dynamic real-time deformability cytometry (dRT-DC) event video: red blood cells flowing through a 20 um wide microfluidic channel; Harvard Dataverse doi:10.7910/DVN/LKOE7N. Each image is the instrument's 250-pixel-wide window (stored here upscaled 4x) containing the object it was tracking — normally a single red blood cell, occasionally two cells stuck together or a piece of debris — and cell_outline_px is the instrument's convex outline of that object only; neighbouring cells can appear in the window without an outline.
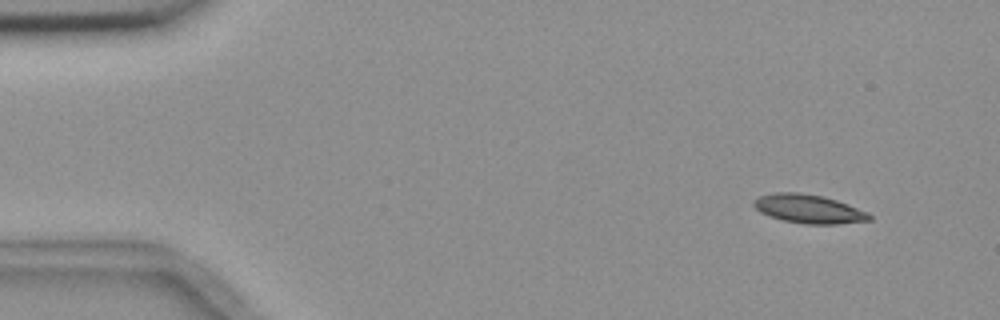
{"species": "common noctule bat (a hibernating species)", "species_latin": "Nyctalus noctula", "temperature_condition": "room temperature", "stored_images_in_passage": 6, "camera_frame_rate_fps": 3000, "um_per_image_px": 0.085, "animal": {"sex": "female", "body_mass_g": 18.4}, "frame": {"image": 1, "passage_image": 1, "time_ms": 0.0, "image_size_px": [1000, 320], "cell_outline_px": [[872, 220], [836, 224], [804, 224], [784, 220], [760, 212], [752, 204], [752, 200], [760, 196], [776, 192], [800, 192], [824, 196], [848, 204], [868, 212], [872, 216]], "centroid_in_image_um": [68.75, 17.75], "position_along_channel_um": 16.2, "area_um2": 19.36}}
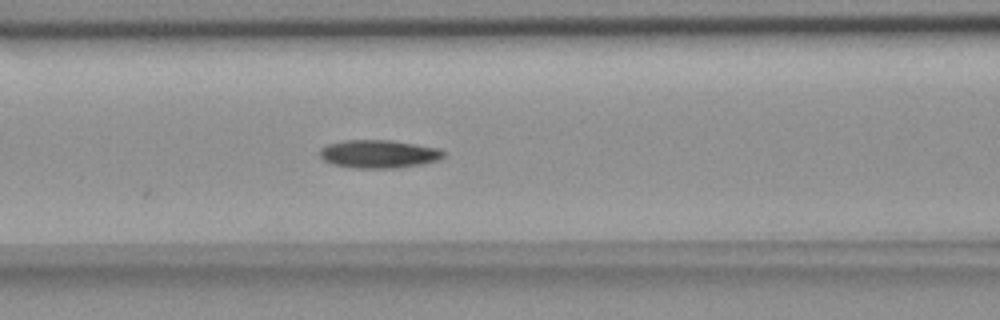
{"frame": {"image": 2, "passage_image": 6, "time_ms": 6.0, "image_size_px": [1000, 320], "cell_outline_px": [[444, 156], [436, 160], [420, 164], [392, 168], [352, 168], [332, 164], [324, 160], [320, 156], [320, 148], [328, 144], [344, 140], [392, 140], [440, 148], [444, 152]], "centroid_in_image_um": [32.16, 13.08], "position_along_channel_um": 134.4, "area_um2": 20.23}}